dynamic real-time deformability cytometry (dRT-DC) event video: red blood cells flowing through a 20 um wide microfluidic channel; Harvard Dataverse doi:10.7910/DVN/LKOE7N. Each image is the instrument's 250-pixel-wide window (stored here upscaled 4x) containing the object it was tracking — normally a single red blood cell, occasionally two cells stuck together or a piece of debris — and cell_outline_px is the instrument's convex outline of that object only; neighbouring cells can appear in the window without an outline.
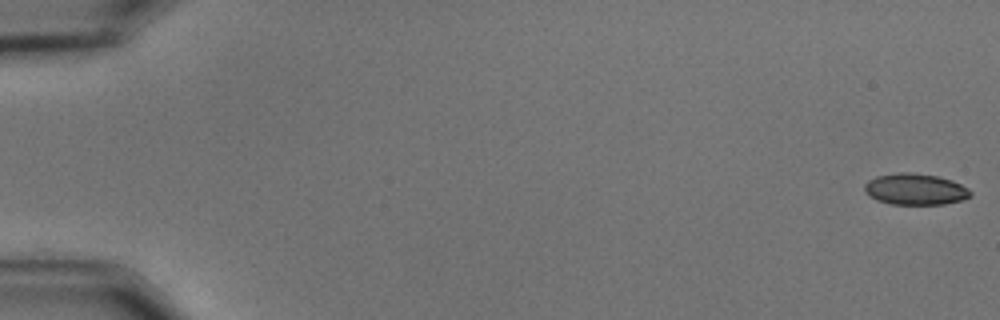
{"species": "common noctule bat (a hibernating species)", "species_latin": "Nyctalus noctula", "temperature_condition": "cold", "stored_images_in_passage": 58, "camera_frame_rate_fps": 3000, "um_per_image_px": 0.085, "animal": {"sex": "male", "body_mass_g": 15.6}, "frame": {"image": 1, "passage_image": 1, "time_ms": 0.0, "image_size_px": [1000, 320], "cell_outline_px": [[972, 196], [960, 200], [944, 204], [892, 204], [876, 200], [864, 192], [864, 184], [868, 180], [876, 176], [900, 172], [912, 172], [936, 176], [952, 180], [968, 188], [972, 192]], "centroid_in_image_um": [77.78, 16.08], "position_along_channel_um": 7.2, "area_um2": 19.36}}
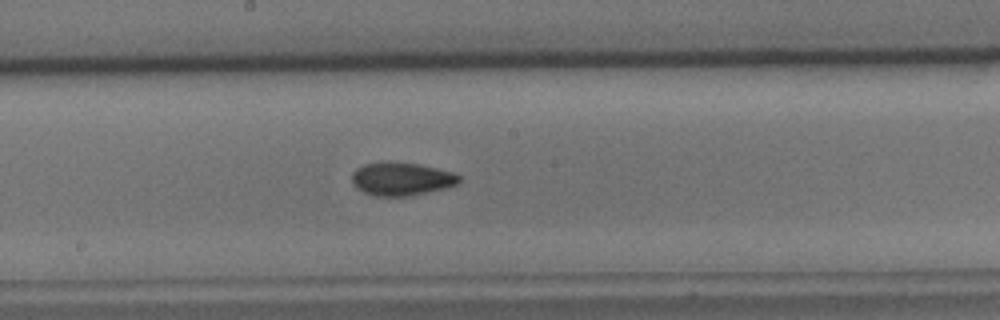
{"frame": {"image": 2, "passage_image": 32, "time_ms": 10.333, "image_size_px": [1000, 320], "cell_outline_px": [[460, 180], [456, 184], [448, 188], [408, 196], [376, 196], [364, 192], [356, 188], [352, 184], [352, 172], [356, 168], [364, 164], [388, 160], [420, 164], [452, 172], [460, 176]], "centroid_in_image_um": [34.09, 15.19], "position_along_channel_um": 214.1, "area_um2": 21.04}}
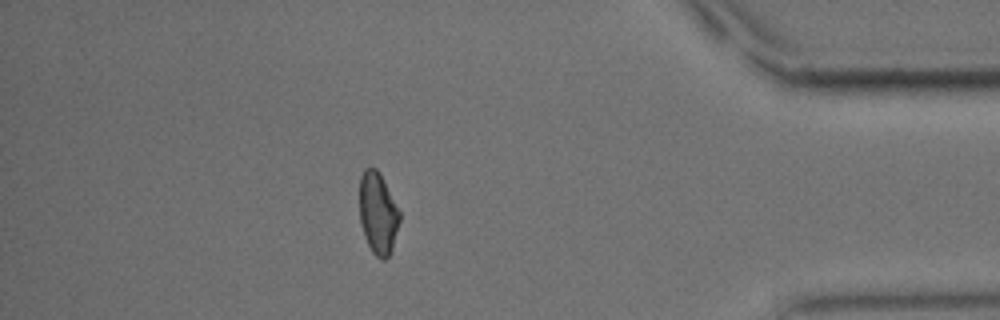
{"frame": {"image": 3, "passage_image": 51, "time_ms": 16.667, "image_size_px": [1000, 320], "cell_outline_px": [[400, 220], [392, 248], [388, 256], [384, 260], [380, 260], [372, 252], [364, 236], [360, 220], [360, 176], [364, 168], [376, 168], [380, 172], [400, 212]], "centroid_in_image_um": [32.12, 18.12], "position_along_channel_um": 403.1, "area_um2": 19.07}, "authors_computed_cell_mechanics": {"area_um2": 19.7676, "velocity_mm_per_s": 3.5391, "shape_relaxation_time_tau1_ms": 6.9687, "shape_relaxation_time_tau2_ms": 6.4962, "deformation_change_tau1": 0.1295, "deformation_change_tau2": 0.1085}}